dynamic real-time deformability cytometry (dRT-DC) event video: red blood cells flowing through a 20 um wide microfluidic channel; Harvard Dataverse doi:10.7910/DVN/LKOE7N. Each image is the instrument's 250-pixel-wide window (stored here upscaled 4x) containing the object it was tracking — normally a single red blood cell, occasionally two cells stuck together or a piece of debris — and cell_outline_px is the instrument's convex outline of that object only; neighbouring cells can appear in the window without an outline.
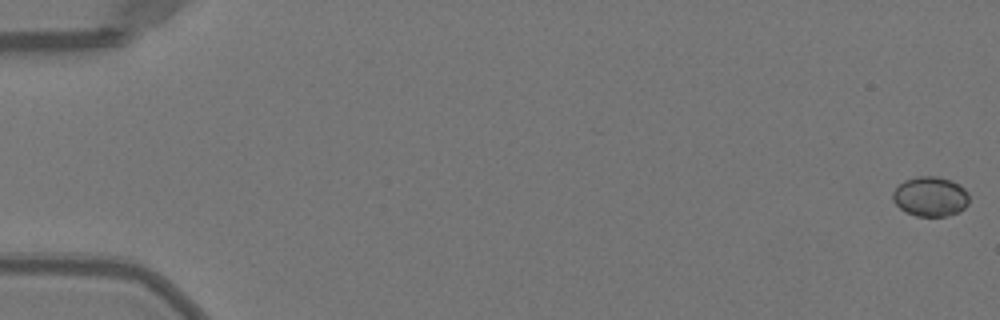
{"species": "Egyptian fruit bat (a non-hibernating species)", "species_latin": "Rousettus aegyptiacus", "temperature_condition": "warm", "stored_images_in_passage": 9, "camera_frame_rate_fps": 3000, "um_per_image_px": 0.085, "animal": {"sex": "female"}, "frame": {"image": 1, "passage_image": 1, "time_ms": 0.0, "image_size_px": [1000, 320], "cell_outline_px": [[968, 204], [960, 212], [944, 216], [916, 216], [900, 208], [892, 200], [892, 192], [904, 180], [916, 176], [936, 176], [952, 180], [960, 184], [968, 192]], "centroid_in_image_um": [79.09, 16.69], "position_along_channel_um": 5.9, "area_um2": 17.8}}